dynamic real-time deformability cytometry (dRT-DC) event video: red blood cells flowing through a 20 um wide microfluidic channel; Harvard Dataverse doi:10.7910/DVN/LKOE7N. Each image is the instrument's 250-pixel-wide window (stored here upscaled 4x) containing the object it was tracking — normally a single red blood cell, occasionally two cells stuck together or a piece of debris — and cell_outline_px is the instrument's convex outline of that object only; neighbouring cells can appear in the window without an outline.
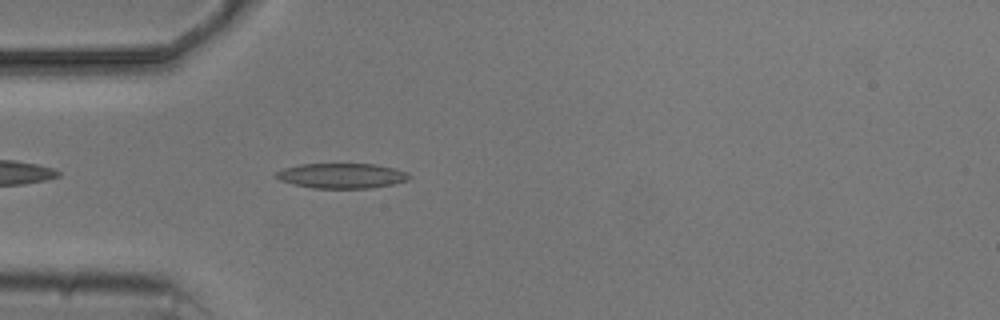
{"species": "common noctule bat (a hibernating species)", "species_latin": "Nyctalus noctula", "temperature_condition": "cold", "stored_images_in_passage": 3, "camera_frame_rate_fps": 3000, "um_per_image_px": 0.085, "animal": {"sex": "male", "body_mass_g": 20.5, "forearm_length_mm": 52.5}, "frame": {"image": 1, "passage_image": 3, "time_ms": 3.667, "image_size_px": [1000, 320], "cell_outline_px": [[412, 176], [408, 180], [392, 184], [372, 188], [312, 188], [280, 180], [272, 176], [276, 172], [284, 168], [300, 164], [376, 164], [396, 168], [408, 172]], "centroid_in_image_um": [29.08, 14.93], "position_along_channel_um": 55.9, "area_um2": 19.54}}